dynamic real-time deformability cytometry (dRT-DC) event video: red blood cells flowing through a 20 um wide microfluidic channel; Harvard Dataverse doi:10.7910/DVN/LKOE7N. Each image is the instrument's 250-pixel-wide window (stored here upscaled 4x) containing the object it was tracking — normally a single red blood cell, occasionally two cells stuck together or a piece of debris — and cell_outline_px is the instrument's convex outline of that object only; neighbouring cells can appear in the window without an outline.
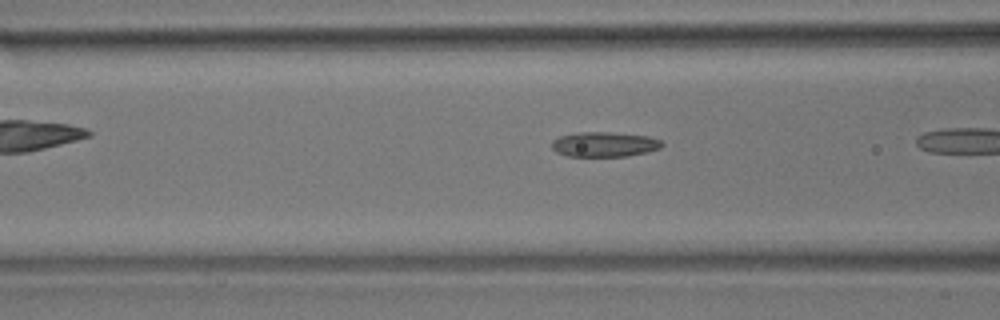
{"species": "common noctule bat (a hibernating species)", "species_latin": "Nyctalus noctula", "temperature_condition": "room temperature", "stored_images_in_passage": 6, "camera_frame_rate_fps": 3000, "um_per_image_px": 0.085, "animal": {"sex": "male", "body_mass_g": 17.9}, "frame": {"image": 1, "passage_image": 5, "time_ms": 1.333, "image_size_px": [1000, 320], "cell_outline_px": [[664, 144], [660, 148], [648, 152], [628, 156], [568, 156], [556, 152], [552, 148], [552, 140], [560, 136], [580, 132], [612, 132], [648, 136], [660, 140]], "centroid_in_image_um": [51.38, 12.27], "position_along_channel_um": 115.2, "area_um2": 16.01}}